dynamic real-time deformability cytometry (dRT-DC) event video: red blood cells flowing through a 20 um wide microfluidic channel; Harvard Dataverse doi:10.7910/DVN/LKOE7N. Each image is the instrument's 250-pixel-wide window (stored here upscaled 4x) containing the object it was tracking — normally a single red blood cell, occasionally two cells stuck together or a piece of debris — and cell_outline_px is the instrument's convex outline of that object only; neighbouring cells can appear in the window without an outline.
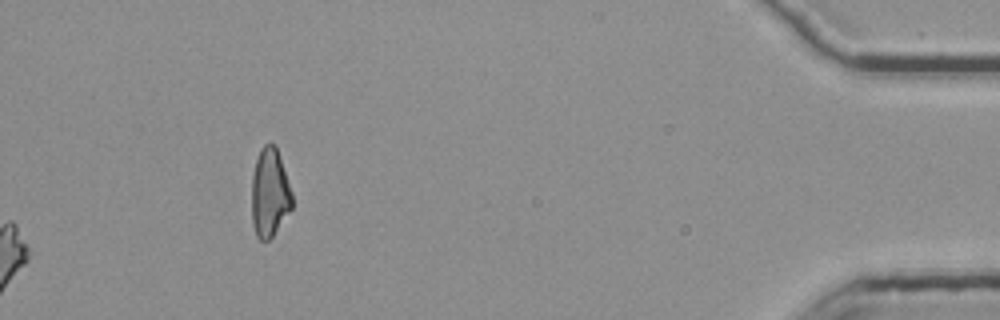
{"species": "common noctule bat (a hibernating species)", "species_latin": "Nyctalus noctula", "temperature_condition": "room temperature", "stored_images_in_passage": 50, "camera_frame_rate_fps": 3000, "um_per_image_px": 0.085, "animal": {"sex": "female", "body_mass_g": 25.1}, "frame": {"image": 1, "passage_image": 50, "time_ms": 16.333, "image_size_px": [1000, 320], "cell_outline_px": [[292, 208], [272, 236], [268, 240], [260, 240], [256, 236], [252, 224], [252, 176], [256, 160], [260, 148], [264, 144], [276, 144], [292, 192]], "centroid_in_image_um": [22.92, 16.38], "position_along_channel_um": 412.3, "area_um2": 20.92}}